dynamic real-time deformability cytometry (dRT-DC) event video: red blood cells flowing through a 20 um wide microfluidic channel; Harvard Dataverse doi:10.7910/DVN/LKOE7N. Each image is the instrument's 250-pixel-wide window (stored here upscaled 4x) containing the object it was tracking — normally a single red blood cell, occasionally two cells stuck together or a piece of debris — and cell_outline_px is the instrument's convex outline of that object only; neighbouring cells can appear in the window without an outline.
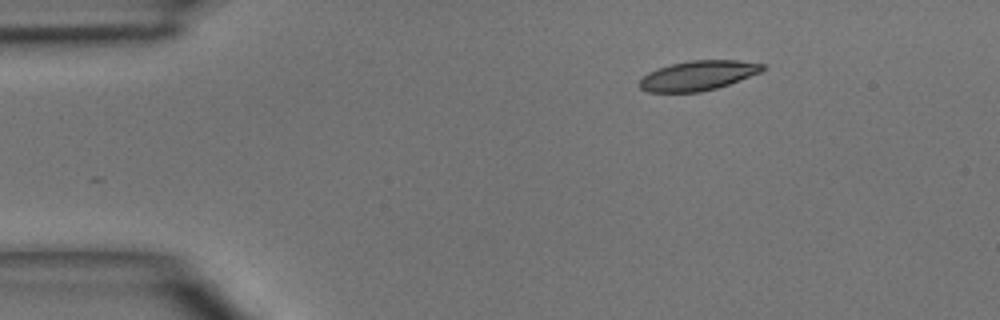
{"species": "common noctule bat (a hibernating species)", "species_latin": "Nyctalus noctula", "temperature_condition": "room temperature", "stored_images_in_passage": 41, "camera_frame_rate_fps": 3000, "um_per_image_px": 0.085, "animal": {"sex": "male", "body_mass_g": 15.6}, "frame": {"image": 1, "passage_image": 1, "time_ms": 0.0, "image_size_px": [1000, 320], "cell_outline_px": [[768, 68], [760, 72], [728, 84], [716, 88], [700, 92], [648, 92], [640, 88], [640, 80], [648, 72], [656, 68], [688, 60], [736, 60], [764, 64]], "centroid_in_image_um": [59.33, 6.41], "position_along_channel_um": 25.7, "area_um2": 21.21}}
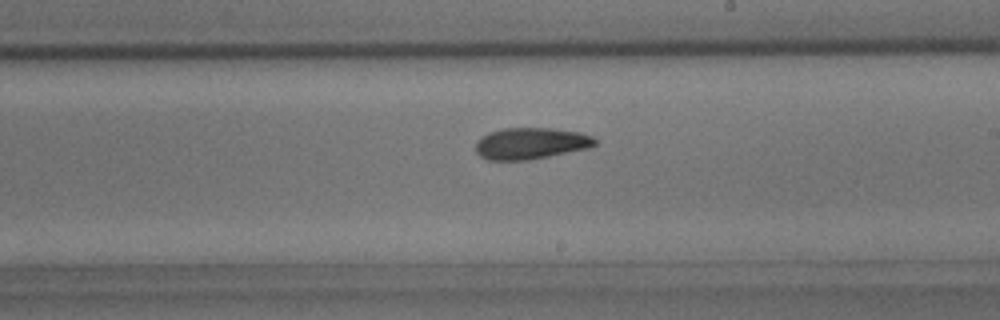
{"frame": {"image": 2, "passage_image": 21, "time_ms": 6.667, "image_size_px": [1000, 320], "cell_outline_px": [[596, 144], [588, 148], [528, 160], [488, 160], [480, 156], [476, 152], [476, 140], [480, 136], [488, 132], [504, 128], [552, 128], [580, 132], [592, 136], [596, 140]], "centroid_in_image_um": [45.08, 12.18], "position_along_channel_um": 243.9, "area_um2": 21.96}}
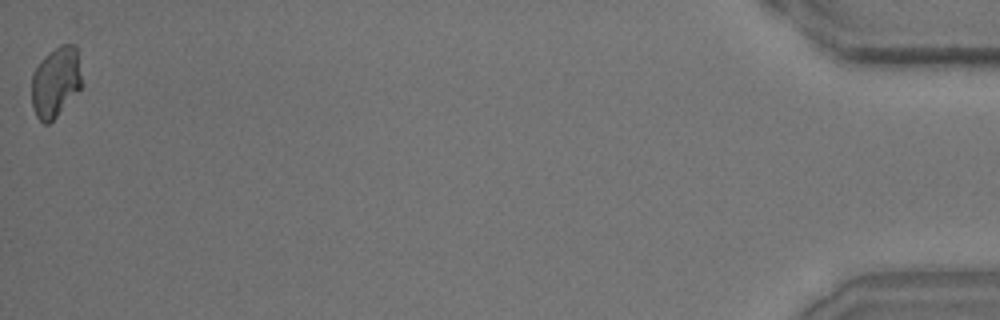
{"frame": {"image": 3, "passage_image": 41, "time_ms": 13.333, "image_size_px": [1000, 320], "cell_outline_px": [[84, 84], [56, 116], [48, 124], [44, 124], [36, 116], [32, 108], [32, 76], [36, 68], [44, 56], [60, 44], [76, 44]], "centroid_in_image_um": [4.76, 6.94], "position_along_channel_um": 430.4, "area_um2": 20.69}}